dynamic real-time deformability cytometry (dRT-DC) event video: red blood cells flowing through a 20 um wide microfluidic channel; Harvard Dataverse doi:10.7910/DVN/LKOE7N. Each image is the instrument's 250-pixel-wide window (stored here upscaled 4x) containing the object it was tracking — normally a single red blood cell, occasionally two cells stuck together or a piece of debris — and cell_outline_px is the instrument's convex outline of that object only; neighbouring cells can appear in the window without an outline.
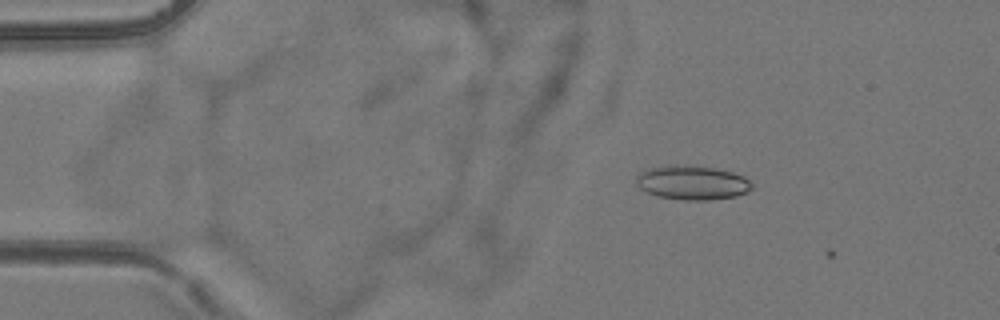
{"species": "common noctule bat (a hibernating species)", "species_latin": "Nyctalus noctula", "temperature_condition": "room temperature", "stored_images_in_passage": 5, "camera_frame_rate_fps": 3000, "um_per_image_px": 0.085, "animal": {"sex": "female", "body_mass_g": 24.6, "forearm_length_mm": 56.2}, "frame": {"image": 1, "passage_image": 3, "time_ms": 2.333, "image_size_px": [1000, 320], "cell_outline_px": [[752, 188], [748, 192], [736, 196], [708, 200], [684, 200], [656, 196], [640, 188], [636, 184], [636, 176], [640, 172], [648, 168], [676, 164], [684, 164], [716, 168], [732, 172], [744, 176], [752, 184]], "centroid_in_image_um": [58.83, 15.51], "position_along_channel_um": 26.2, "area_um2": 23.24}}